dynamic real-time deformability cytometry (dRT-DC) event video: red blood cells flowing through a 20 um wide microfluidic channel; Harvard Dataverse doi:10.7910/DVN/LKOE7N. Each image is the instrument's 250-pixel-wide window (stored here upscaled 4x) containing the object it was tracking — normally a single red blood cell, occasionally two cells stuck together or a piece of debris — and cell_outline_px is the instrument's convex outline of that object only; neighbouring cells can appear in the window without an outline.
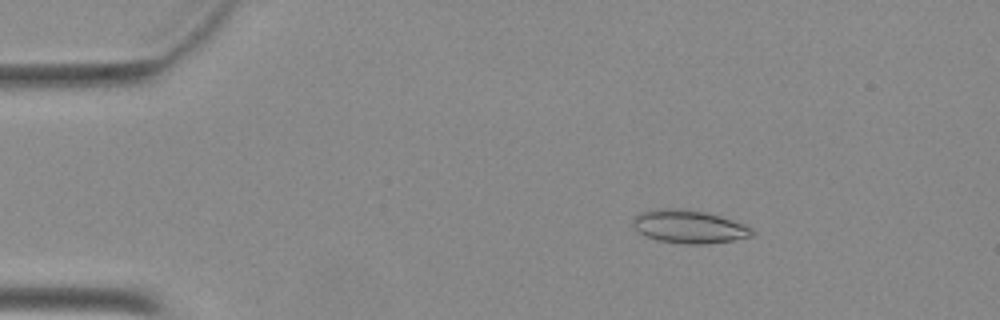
{"species": "Egyptian fruit bat (a non-hibernating species)", "species_latin": "Rousettus aegyptiacus", "temperature_condition": "warm", "stored_images_in_passage": 49, "camera_frame_rate_fps": 3000, "um_per_image_px": 0.085, "animal": {"sex": "female"}, "frame": {"image": 1, "passage_image": 7, "time_ms": 2.0, "image_size_px": [1000, 320], "cell_outline_px": [[756, 232], [752, 236], [732, 240], [704, 244], [684, 244], [656, 240], [644, 236], [632, 224], [632, 220], [640, 212], [656, 208], [680, 208], [704, 212], [720, 216], [744, 224], [752, 228]], "centroid_in_image_um": [58.55, 19.26], "position_along_channel_um": 26.5, "area_um2": 23.06}}
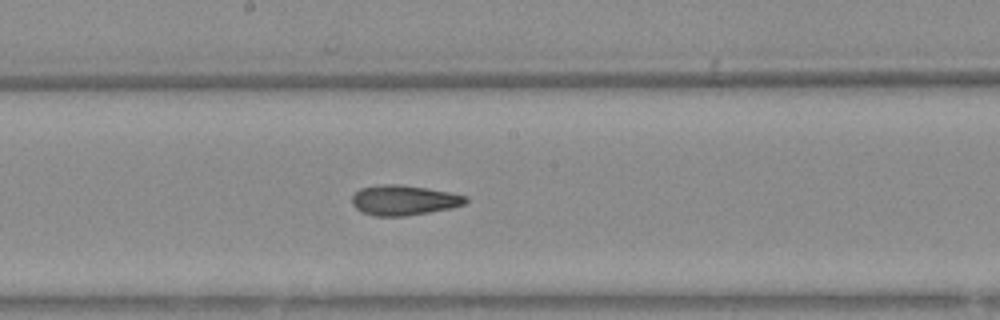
{"frame": {"image": 2, "passage_image": 26, "time_ms": 8.333, "image_size_px": [1000, 320], "cell_outline_px": [[468, 200], [464, 204], [452, 208], [404, 216], [372, 216], [360, 212], [352, 204], [352, 196], [360, 188], [380, 184], [396, 184], [424, 188], [448, 192], [468, 196]], "centroid_in_image_um": [34.29, 17.02], "position_along_channel_um": 213.9, "area_um2": 19.88}}
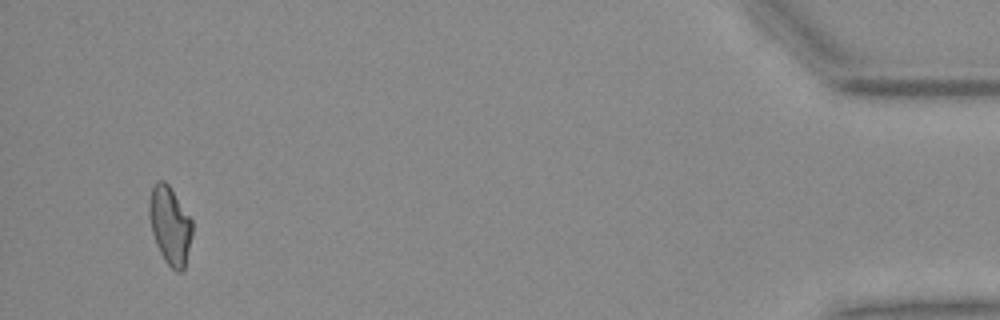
{"frame": {"image": 3, "passage_image": 47, "time_ms": 15.333, "image_size_px": [1000, 320], "cell_outline_px": [[192, 236], [184, 268], [180, 272], [176, 272], [164, 260], [156, 244], [152, 232], [148, 212], [148, 204], [152, 184], [156, 180], [164, 180], [168, 184], [192, 220]], "centroid_in_image_um": [14.42, 19.13], "position_along_channel_um": 420.8, "area_um2": 19.59}}